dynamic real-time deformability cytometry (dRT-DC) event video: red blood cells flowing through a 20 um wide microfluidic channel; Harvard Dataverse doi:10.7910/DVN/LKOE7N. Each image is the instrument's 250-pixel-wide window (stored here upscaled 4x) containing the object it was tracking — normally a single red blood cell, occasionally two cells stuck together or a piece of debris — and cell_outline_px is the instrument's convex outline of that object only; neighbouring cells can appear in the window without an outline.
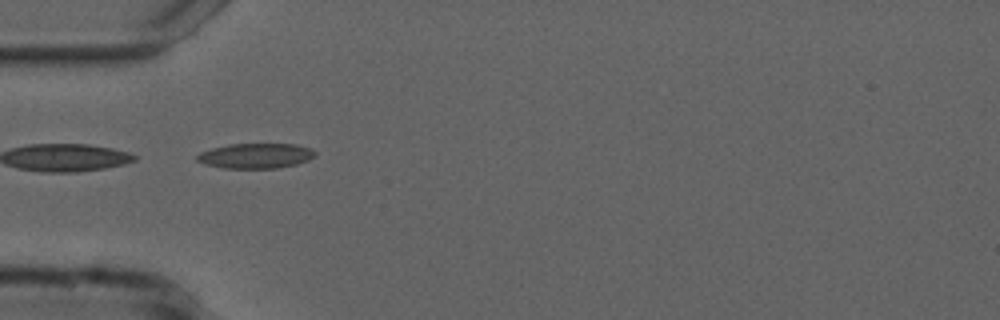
{"species": "common noctule bat (a hibernating species)", "species_latin": "Nyctalus noctula", "temperature_condition": "cold", "stored_images_in_passage": 38, "camera_frame_rate_fps": 3000, "um_per_image_px": 0.085, "animal": {"sex": "male", "forearm_length_mm": 52.5}, "frame": {"image": 1, "passage_image": 1, "time_ms": 0.0, "image_size_px": [1000, 320], "cell_outline_px": [[316, 156], [308, 160], [296, 164], [280, 168], [224, 168], [204, 164], [196, 160], [196, 156], [200, 152], [212, 148], [228, 144], [296, 144], [312, 148], [316, 152]], "centroid_in_image_um": [21.75, 13.24], "position_along_channel_um": 63.2, "area_um2": 17.4}, "authors_computed_cell_mechanics": {"area_um2": 16.2996, "velocity_mm_per_s": 3.7514, "shape_relaxation_time_tau1_ms": null, "shape_relaxation_time_tau2_ms": 2.7626, "deformation_change_tau1": null, "deformation_change_tau2": 0.1225}}